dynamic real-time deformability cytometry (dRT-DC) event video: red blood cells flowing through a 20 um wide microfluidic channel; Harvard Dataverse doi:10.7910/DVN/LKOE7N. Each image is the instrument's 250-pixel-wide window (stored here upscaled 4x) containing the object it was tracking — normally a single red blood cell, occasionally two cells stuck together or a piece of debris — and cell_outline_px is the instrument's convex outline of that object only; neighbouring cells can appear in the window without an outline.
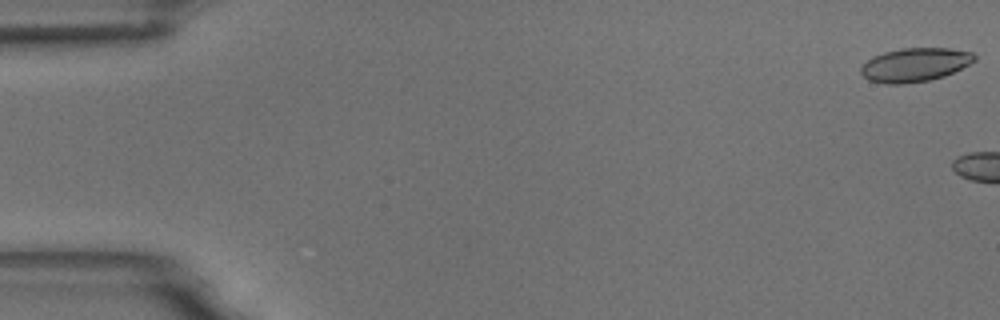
{"species": "common noctule bat (a hibernating species)", "species_latin": "Nyctalus noctula", "temperature_condition": "room temperature", "stored_images_in_passage": 10, "camera_frame_rate_fps": 3000, "um_per_image_px": 0.085, "animal": {"sex": "male", "body_mass_g": 18.8}, "frame": {"image": 1, "passage_image": 1, "time_ms": 0.0, "image_size_px": [1000, 320], "cell_outline_px": [[976, 60], [944, 76], [928, 80], [904, 84], [884, 84], [868, 80], [860, 72], [860, 68], [872, 56], [884, 52], [900, 48], [948, 48], [972, 52], [976, 56]], "centroid_in_image_um": [77.74, 5.5], "position_along_channel_um": 7.3, "area_um2": 22.25}}
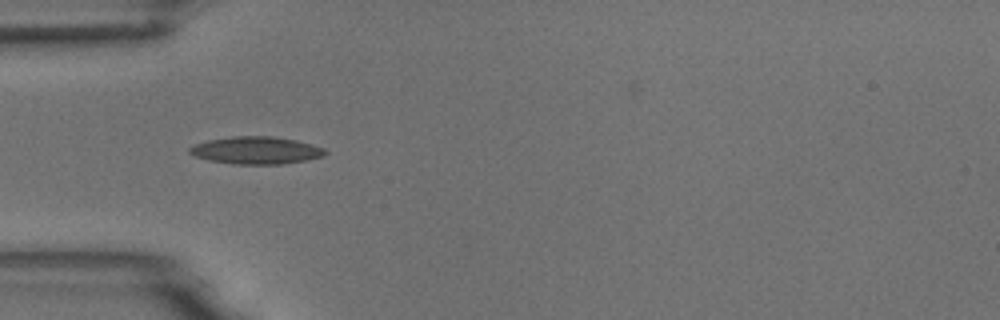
{"frame": {"image": 2, "passage_image": 6, "time_ms": 6.667, "image_size_px": [1000, 320], "cell_outline_px": [[328, 152], [324, 156], [304, 160], [280, 164], [232, 164], [208, 160], [196, 156], [188, 152], [188, 148], [196, 144], [208, 140], [232, 136], [272, 136], [296, 140], [312, 144], [324, 148]], "centroid_in_image_um": [21.77, 12.77], "position_along_channel_um": 63.2, "area_um2": 21.62}}
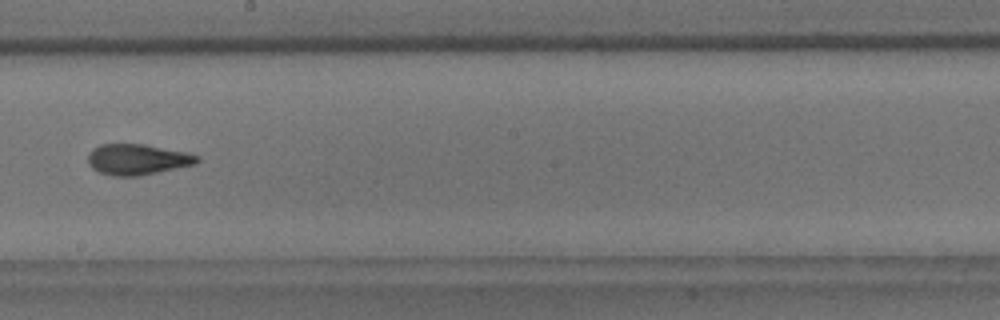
{"frame": {"image": 3, "passage_image": 10, "time_ms": 11.333, "image_size_px": [1000, 320], "cell_outline_px": [[200, 160], [196, 164], [140, 176], [112, 176], [100, 172], [92, 168], [88, 164], [88, 156], [92, 148], [100, 144], [144, 144], [188, 152], [200, 156]], "centroid_in_image_um": [11.7, 13.55], "position_along_channel_um": 236.5, "area_um2": 19.77}}